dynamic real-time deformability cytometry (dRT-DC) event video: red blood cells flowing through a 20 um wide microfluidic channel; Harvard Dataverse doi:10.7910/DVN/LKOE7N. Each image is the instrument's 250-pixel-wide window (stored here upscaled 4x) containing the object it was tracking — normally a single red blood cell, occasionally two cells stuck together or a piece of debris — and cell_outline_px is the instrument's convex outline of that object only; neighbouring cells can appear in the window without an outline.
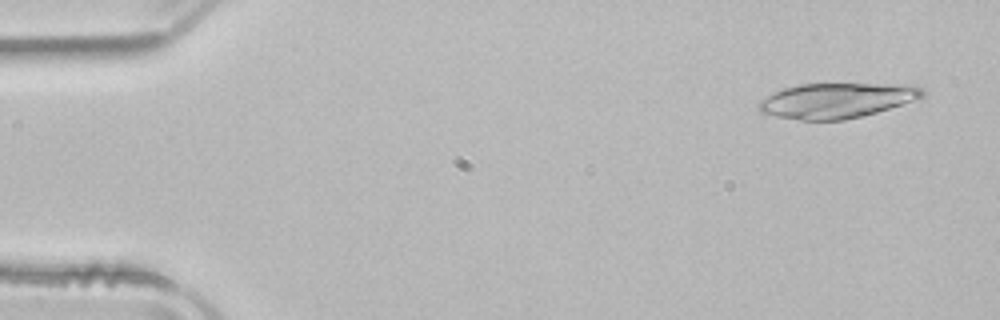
{"species": "common noctule bat (a hibernating species)", "species_latin": "Nyctalus noctula", "temperature_condition": "room temperature", "stored_images_in_passage": 3, "camera_frame_rate_fps": 3000, "um_per_image_px": 0.085, "animal": {"sex": "male", "body_mass_g": 21.5, "forearm_length_mm": 52.0}, "frame": {"image": 1, "passage_image": 1, "time_ms": 0.0, "image_size_px": [1000, 320], "cell_outline_px": [[928, 92], [920, 100], [876, 112], [844, 120], [800, 120], [776, 116], [760, 112], [756, 104], [760, 100], [784, 88], [800, 84], [916, 84], [924, 88]], "centroid_in_image_um": [71.22, 8.53], "position_along_channel_um": 13.8, "area_um2": 33.81}}